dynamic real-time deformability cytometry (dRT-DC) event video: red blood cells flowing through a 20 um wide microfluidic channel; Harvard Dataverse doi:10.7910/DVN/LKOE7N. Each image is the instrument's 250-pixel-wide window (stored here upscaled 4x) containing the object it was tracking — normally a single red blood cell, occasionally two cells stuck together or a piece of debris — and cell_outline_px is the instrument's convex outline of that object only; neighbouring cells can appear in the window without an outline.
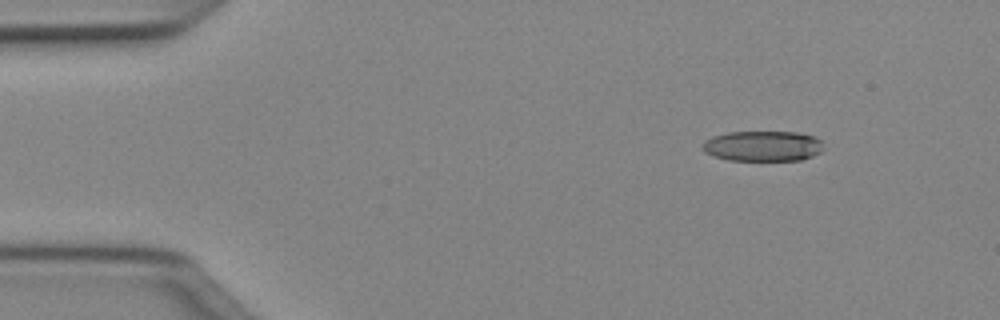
{"species": "Egyptian fruit bat (a non-hibernating species)", "species_latin": "Rousettus aegyptiacus", "temperature_condition": "cold", "stored_images_in_passage": 45, "camera_frame_rate_fps": 3000, "um_per_image_px": 0.085, "animal": {"sex": "female"}, "frame": {"image": 1, "passage_image": 1, "time_ms": 0.0, "image_size_px": [1000, 320], "cell_outline_px": [[820, 152], [812, 156], [800, 160], [728, 160], [712, 156], [704, 152], [704, 140], [712, 136], [728, 132], [796, 132], [816, 136], [820, 140]], "centroid_in_image_um": [64.8, 12.41], "position_along_channel_um": 20.2, "area_um2": 21.33}}
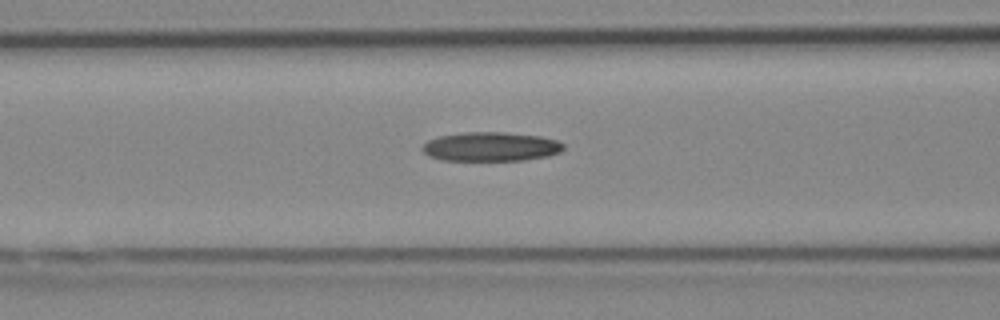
{"frame": {"image": 2, "passage_image": 15, "time_ms": 4.667, "image_size_px": [1000, 320], "cell_outline_px": [[564, 148], [560, 152], [548, 156], [524, 160], [440, 160], [428, 156], [420, 148], [428, 140], [440, 136], [464, 132], [504, 132], [540, 136], [556, 140], [564, 144]], "centroid_in_image_um": [41.71, 12.46], "position_along_channel_um": 124.9, "area_um2": 23.99}}
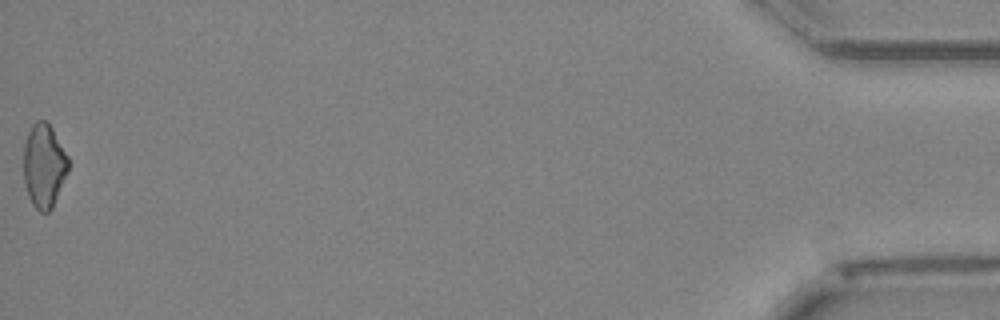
{"frame": {"image": 3, "passage_image": 45, "time_ms": 14.667, "image_size_px": [1000, 320], "cell_outline_px": [[68, 172], [52, 208], [48, 212], [40, 212], [32, 204], [28, 196], [24, 184], [24, 144], [28, 132], [32, 124], [36, 120], [44, 120], [52, 128], [68, 156]], "centroid_in_image_um": [3.73, 14.09], "position_along_channel_um": 431.5, "area_um2": 21.85}}